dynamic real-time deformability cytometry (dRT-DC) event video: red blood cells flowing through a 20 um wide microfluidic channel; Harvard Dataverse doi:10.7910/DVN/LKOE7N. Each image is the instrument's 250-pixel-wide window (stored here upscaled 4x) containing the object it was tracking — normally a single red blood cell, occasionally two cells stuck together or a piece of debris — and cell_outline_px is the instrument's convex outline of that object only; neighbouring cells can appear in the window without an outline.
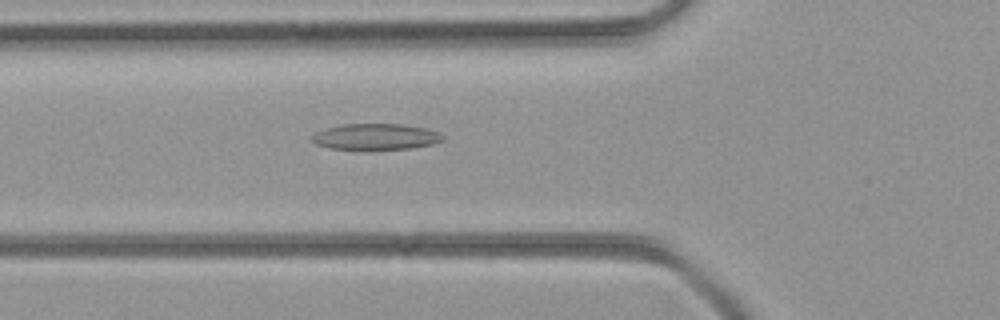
{"species": "common noctule bat (a hibernating species)", "species_latin": "Nyctalus noctula", "temperature_condition": "room temperature", "stored_images_in_passage": 43, "camera_frame_rate_fps": 3000, "um_per_image_px": 0.085, "animal": {"sex": "female", "body_mass_g": 21.9}, "frame": {"image": 1, "passage_image": 15, "time_ms": 4.667, "image_size_px": [1000, 320], "cell_outline_px": [[444, 140], [432, 144], [412, 148], [328, 148], [316, 144], [312, 140], [312, 136], [316, 132], [324, 128], [340, 124], [404, 124], [424, 128], [436, 132], [444, 136]], "centroid_in_image_um": [31.92, 11.6], "position_along_channel_um": 93.9, "area_um2": 19.48}}
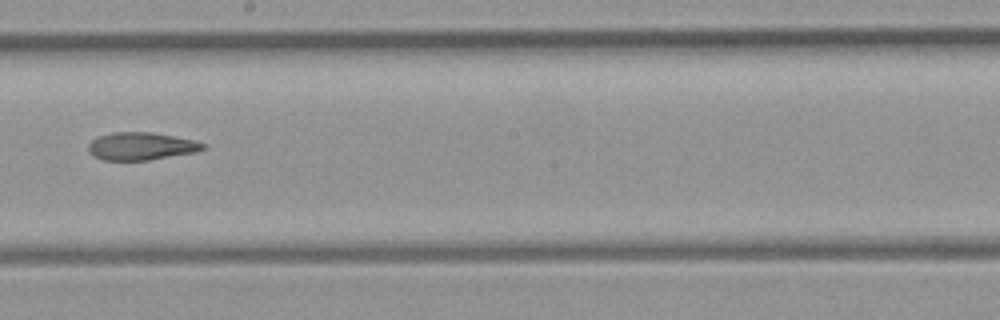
{"frame": {"image": 2, "passage_image": 24, "time_ms": 7.667, "image_size_px": [1000, 320], "cell_outline_px": [[208, 148], [196, 152], [148, 160], [104, 160], [88, 152], [88, 144], [96, 136], [112, 132], [152, 132], [196, 140], [204, 144]], "centroid_in_image_um": [12.01, 12.41], "position_along_channel_um": 236.2, "area_um2": 18.61}}
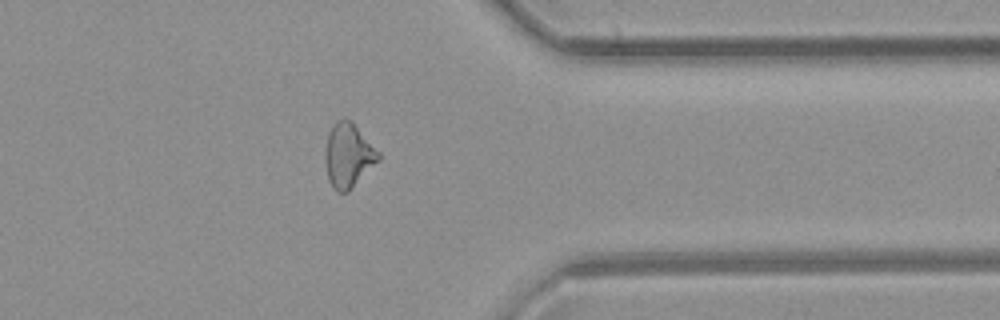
{"frame": {"image": 3, "passage_image": 34, "time_ms": 11.0, "image_size_px": [1000, 320], "cell_outline_px": [[380, 160], [348, 192], [336, 192], [332, 188], [328, 180], [324, 160], [324, 148], [328, 132], [332, 124], [336, 120], [344, 116], [352, 120], [380, 152]], "centroid_in_image_um": [29.58, 13.17], "position_along_channel_um": 381.8, "area_um2": 20.63}}